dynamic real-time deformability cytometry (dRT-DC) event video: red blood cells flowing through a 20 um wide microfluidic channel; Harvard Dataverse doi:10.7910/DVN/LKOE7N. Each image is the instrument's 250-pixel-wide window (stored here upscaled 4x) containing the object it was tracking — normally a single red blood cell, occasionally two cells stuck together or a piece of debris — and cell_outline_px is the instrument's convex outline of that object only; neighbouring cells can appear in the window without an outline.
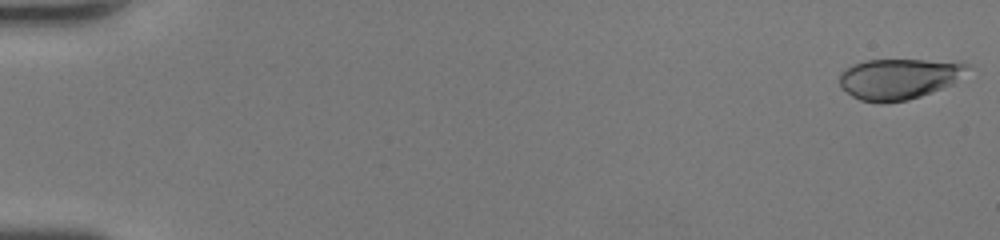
{"species": "human", "species_latin": "Homo sapiens", "temperature_condition": "room temperature", "stored_images_in_passage": 49, "camera_frame_rate_fps": 3000, "um_per_image_px": 0.085, "donor": {"sex": "female"}, "frame": {"image": 1, "passage_image": 1, "time_ms": 0.0, "image_size_px": [1000, 240], "cell_outline_px": [[968, 68], [952, 84], [920, 96], [908, 100], [860, 100], [852, 96], [840, 88], [840, 72], [852, 64], [864, 60], [924, 60], [968, 64]], "centroid_in_image_um": [76.33, 6.67], "position_along_channel_um": 8.7, "area_um2": 29.42}}
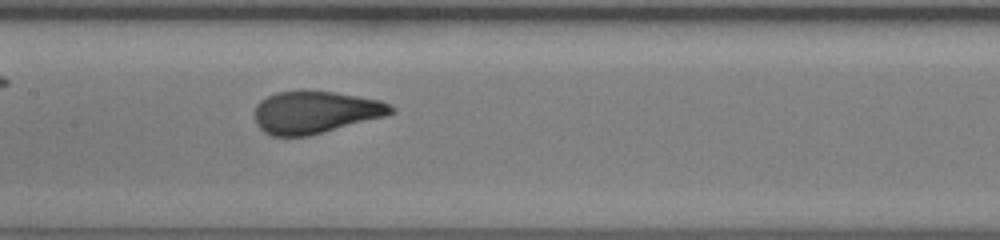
{"frame": {"image": 2, "passage_image": 26, "time_ms": 8.333, "image_size_px": [1000, 240], "cell_outline_px": [[396, 112], [384, 116], [308, 136], [272, 136], [264, 132], [256, 124], [256, 104], [260, 100], [276, 92], [300, 88], [336, 92], [380, 100], [396, 108]], "centroid_in_image_um": [26.78, 9.5], "position_along_channel_um": 180.6, "area_um2": 33.99}}
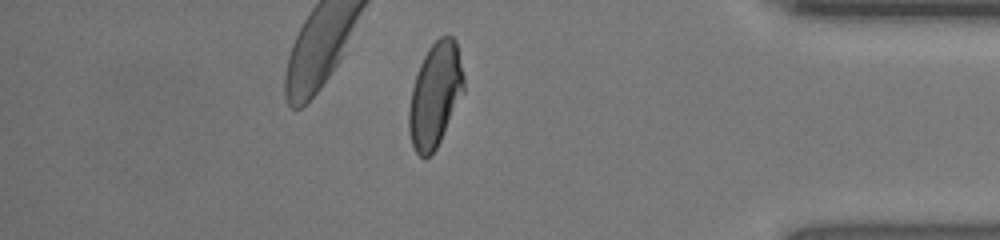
{"frame": {"image": 3, "passage_image": 43, "time_ms": 14.0, "image_size_px": [1000, 240], "cell_outline_px": [[464, 92], [436, 148], [424, 160], [416, 152], [412, 144], [408, 132], [408, 108], [412, 88], [420, 64], [428, 48], [440, 36], [452, 36], [456, 40], [464, 76]], "centroid_in_image_um": [36.98, 8.07], "position_along_channel_um": 398.2, "area_um2": 33.23}, "authors_computed_cell_mechanics": {"area_um2": 33.235, "velocity_mm_per_s": 4.294, "shape_relaxation_time_tau1_ms": 2.9023, "shape_relaxation_time_tau2_ms": null, "deformation_change_tau1": 0.1608, "deformation_change_tau2": null}}